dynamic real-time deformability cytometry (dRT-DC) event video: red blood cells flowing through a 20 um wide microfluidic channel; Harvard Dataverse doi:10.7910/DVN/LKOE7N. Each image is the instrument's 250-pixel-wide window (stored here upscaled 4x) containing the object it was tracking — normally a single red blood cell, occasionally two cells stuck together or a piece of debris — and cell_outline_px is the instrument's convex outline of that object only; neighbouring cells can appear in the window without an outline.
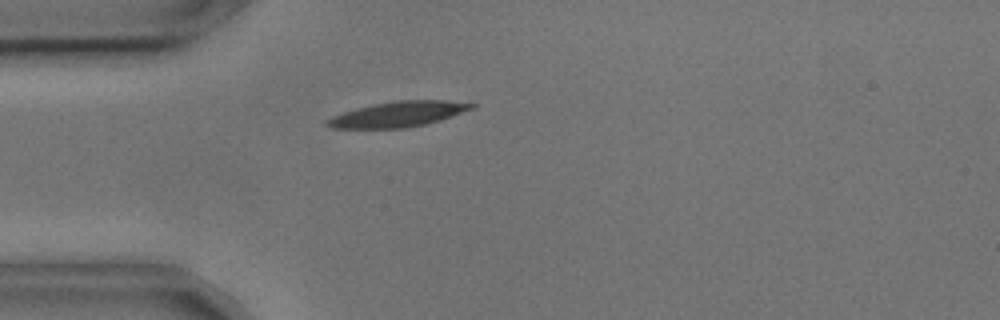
{"species": "common noctule bat (a hibernating species)", "species_latin": "Nyctalus noctula", "temperature_condition": "cold", "stored_images_in_passage": 41, "camera_frame_rate_fps": 3000, "um_per_image_px": 0.085, "animal": {"sex": "male", "body_mass_g": 17.9, "forearm_length_mm": 54.2}, "frame": {"image": 1, "passage_image": 1, "time_ms": 0.0, "image_size_px": [1000, 320], "cell_outline_px": [[476, 108], [440, 120], [424, 124], [404, 128], [332, 128], [324, 124], [324, 120], [332, 116], [356, 108], [372, 104], [396, 100], [448, 100], [476, 104]], "centroid_in_image_um": [33.84, 9.7], "position_along_channel_um": 51.2, "area_um2": 21.44}}
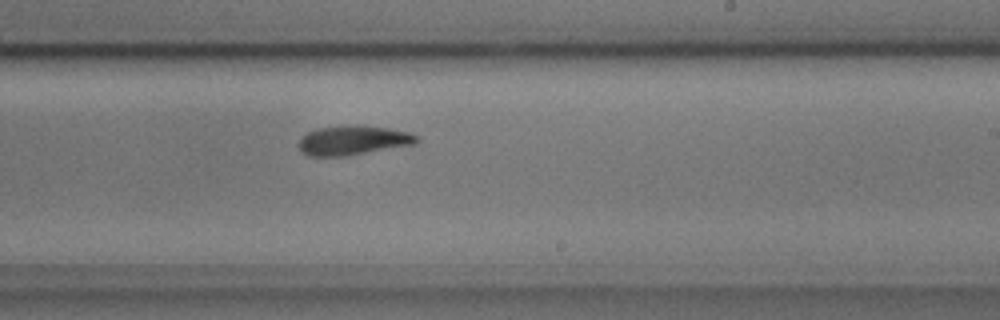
{"frame": {"image": 2, "passage_image": 19, "time_ms": 6.0, "image_size_px": [1000, 320], "cell_outline_px": [[420, 140], [416, 144], [348, 156], [308, 156], [300, 148], [300, 140], [308, 132], [316, 128], [340, 124], [364, 124], [388, 128], [408, 132], [420, 136]], "centroid_in_image_um": [30.07, 11.9], "position_along_channel_um": 258.9, "area_um2": 20.69}}
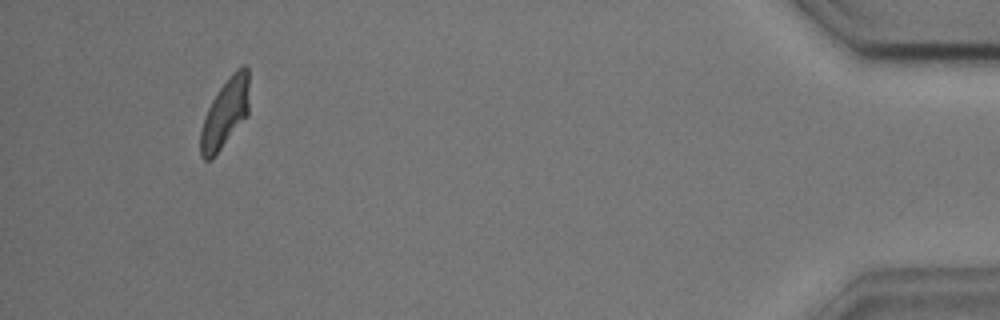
{"frame": {"image": 3, "passage_image": 38, "time_ms": 12.333, "image_size_px": [1000, 320], "cell_outline_px": [[248, 116], [212, 160], [204, 160], [200, 156], [200, 132], [208, 108], [212, 100], [220, 88], [232, 72], [236, 68], [244, 64], [248, 68]], "centroid_in_image_um": [19.14, 9.65], "position_along_channel_um": 416.1, "area_um2": 19.65}, "authors_computed_cell_mechanics": {"area_um2": 20.6924, "velocity_mm_per_s": 3.6004, "shape_relaxation_time_tau1_ms": 2.6842, "shape_relaxation_time_tau2_ms": 3.9488, "deformation_change_tau1": 0.1263, "deformation_change_tau2": 0.0974}}